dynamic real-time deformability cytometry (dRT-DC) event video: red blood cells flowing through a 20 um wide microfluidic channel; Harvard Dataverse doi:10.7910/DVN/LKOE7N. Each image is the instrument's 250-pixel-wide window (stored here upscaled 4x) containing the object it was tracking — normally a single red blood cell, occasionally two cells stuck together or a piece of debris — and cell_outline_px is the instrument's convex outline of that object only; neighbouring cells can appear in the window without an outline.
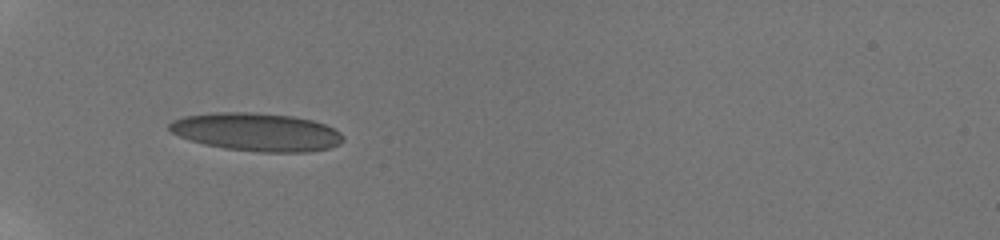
{"species": "human", "species_latin": "Homo sapiens", "temperature_condition": "room temperature", "stored_images_in_passage": 42, "camera_frame_rate_fps": 3000, "um_per_image_px": 0.085, "donor": {"sex": "male"}, "frame": {"image": 1, "passage_image": 1, "time_ms": 0.0, "image_size_px": [1000, 240], "cell_outline_px": [[344, 140], [340, 144], [328, 148], [308, 152], [260, 152], [224, 148], [204, 144], [180, 136], [172, 132], [168, 128], [168, 124], [172, 120], [184, 116], [216, 112], [252, 112], [292, 116], [312, 120], [324, 124], [340, 132], [344, 136]], "centroid_in_image_um": [21.82, 11.22], "position_along_channel_um": 63.2, "area_um2": 38.55}}
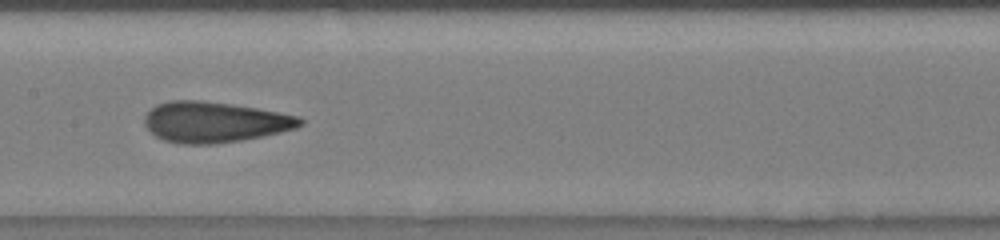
{"frame": {"image": 2, "passage_image": 15, "time_ms": 3.667, "image_size_px": [1000, 240], "cell_outline_px": [[304, 124], [296, 128], [280, 132], [240, 140], [216, 144], [184, 144], [164, 140], [156, 136], [144, 124], [144, 116], [156, 104], [168, 100], [200, 100], [232, 104], [256, 108], [300, 116], [304, 120]], "centroid_in_image_um": [18.23, 10.37], "position_along_channel_um": 189.2, "area_um2": 36.82}}
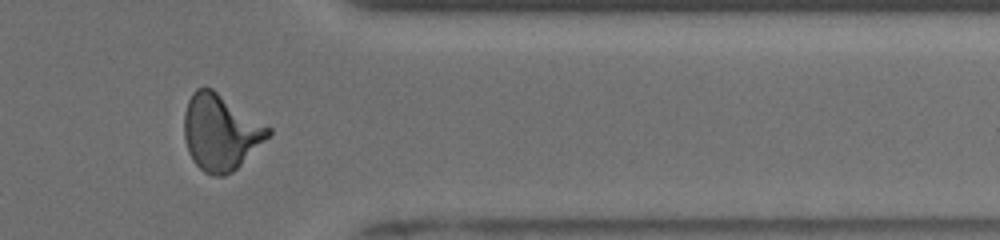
{"frame": {"image": 3, "passage_image": 33, "time_ms": 9.0, "image_size_px": [1000, 240], "cell_outline_px": [[272, 132], [232, 172], [224, 176], [212, 176], [204, 172], [192, 160], [188, 152], [184, 140], [184, 112], [188, 100], [192, 92], [196, 88], [212, 88], [272, 128]], "centroid_in_image_um": [18.71, 11.23], "position_along_channel_um": 392.7, "area_um2": 36.99}, "authors_computed_cell_mechanics": {"area_um2": 35.7204, "velocity_mm_per_s": 3.9133, "shape_relaxation_time_tau1_ms": 5.0861, "shape_relaxation_time_tau2_ms": 1.1152, "deformation_change_tau1": 0.176, "deformation_change_tau2": 0.0865}}